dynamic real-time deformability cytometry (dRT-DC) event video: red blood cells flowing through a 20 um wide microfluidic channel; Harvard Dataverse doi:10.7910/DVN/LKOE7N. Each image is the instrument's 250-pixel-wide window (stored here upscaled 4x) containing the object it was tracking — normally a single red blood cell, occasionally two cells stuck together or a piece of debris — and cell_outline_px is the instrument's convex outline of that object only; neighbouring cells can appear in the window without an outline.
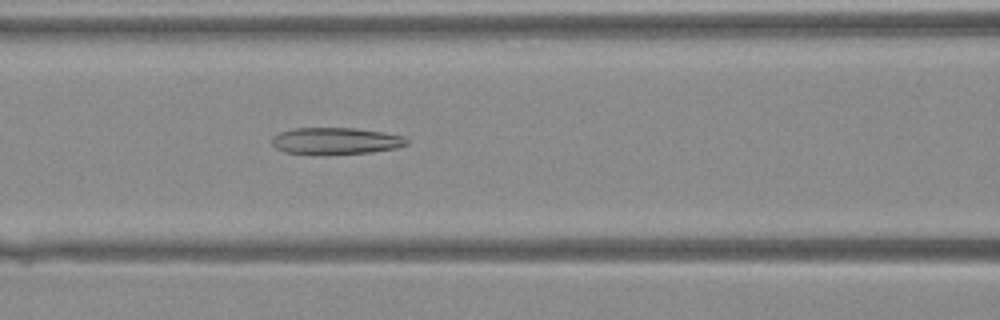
{"species": "Egyptian fruit bat (a non-hibernating species)", "species_latin": "Rousettus aegyptiacus", "temperature_condition": "warm", "stored_images_in_passage": 42, "camera_frame_rate_fps": 3000, "um_per_image_px": 0.085, "animal": {"sex": "female"}, "frame": {"image": 1, "passage_image": 19, "time_ms": 6.0, "image_size_px": [1000, 320], "cell_outline_px": [[408, 144], [396, 148], [372, 152], [324, 156], [284, 152], [276, 148], [272, 144], [272, 136], [280, 132], [292, 128], [356, 128], [384, 132], [404, 136], [408, 140]], "centroid_in_image_um": [28.52, 12.0], "position_along_channel_um": 138.1, "area_um2": 21.62}}
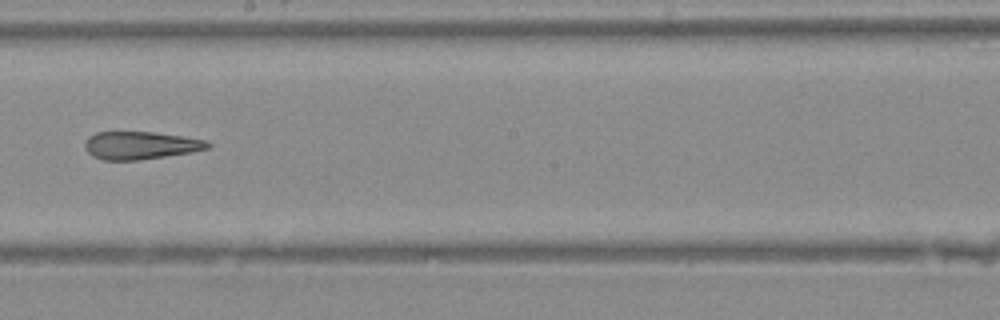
{"frame": {"image": 2, "passage_image": 25, "time_ms": 8.0, "image_size_px": [1000, 320], "cell_outline_px": [[212, 144], [208, 148], [188, 152], [140, 160], [104, 160], [92, 156], [88, 152], [84, 144], [88, 136], [96, 132], [152, 132], [184, 136], [208, 140]], "centroid_in_image_um": [11.93, 12.35], "position_along_channel_um": 236.3, "area_um2": 19.83}}
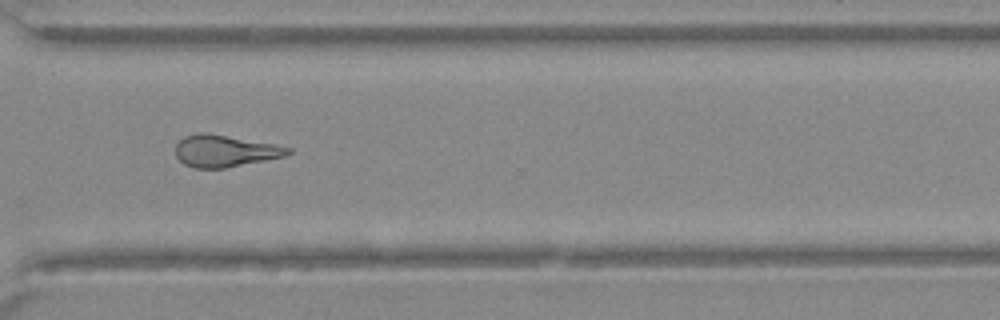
{"frame": {"image": 3, "passage_image": 32, "time_ms": 10.333, "image_size_px": [1000, 320], "cell_outline_px": [[292, 152], [284, 156], [224, 168], [192, 168], [184, 164], [176, 156], [176, 144], [184, 136], [200, 132], [208, 132], [276, 144], [292, 148]], "centroid_in_image_um": [19.1, 12.81], "position_along_channel_um": 351.5, "area_um2": 20.92}}